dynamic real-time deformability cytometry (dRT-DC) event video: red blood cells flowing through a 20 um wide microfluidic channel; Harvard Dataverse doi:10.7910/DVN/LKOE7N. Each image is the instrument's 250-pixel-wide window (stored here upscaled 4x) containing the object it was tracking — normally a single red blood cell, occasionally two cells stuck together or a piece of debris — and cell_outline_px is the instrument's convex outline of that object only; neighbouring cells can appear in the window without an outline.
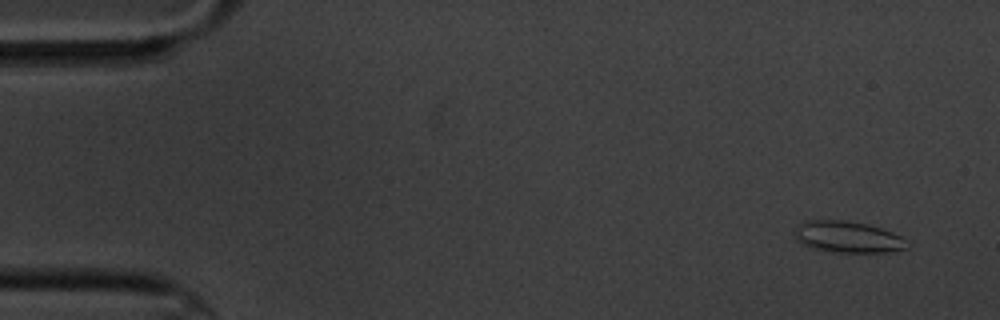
{"species": "common noctule bat (a hibernating species)", "species_latin": "Nyctalus noctula", "temperature_condition": "cold", "stored_images_in_passage": 5, "camera_frame_rate_fps": 3000, "um_per_image_px": 0.085, "animal": {"sex": "male", "body_mass_g": 20.1, "forearm_length_mm": 53.5}, "frame": {"image": 1, "passage_image": 1, "time_ms": 0.0, "image_size_px": [1000, 320], "cell_outline_px": [[912, 244], [908, 248], [892, 252], [832, 252], [808, 248], [796, 240], [792, 232], [804, 220], [844, 220], [868, 224], [892, 232], [908, 240]], "centroid_in_image_um": [72.06, 20.15], "position_along_channel_um": 12.9, "area_um2": 21.1}}
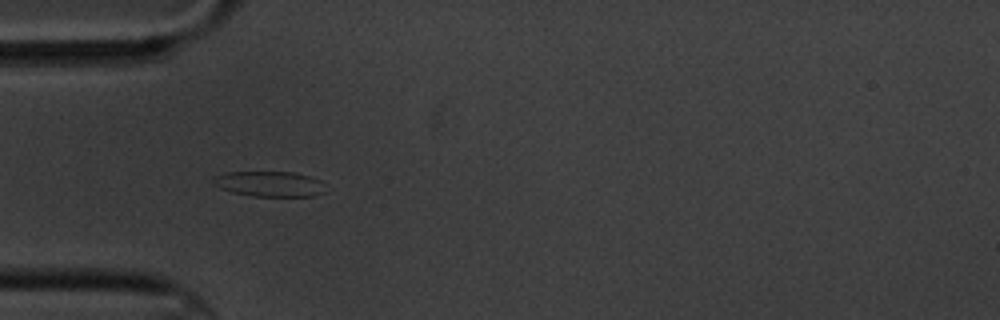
{"frame": {"image": 2, "passage_image": 5, "time_ms": 4.667, "image_size_px": [1000, 320], "cell_outline_px": [[324, 192], [312, 196], [252, 196], [232, 192], [220, 188], [212, 184], [212, 176], [224, 172], [296, 172], [320, 180]], "centroid_in_image_um": [22.82, 15.62], "position_along_channel_um": 62.2, "area_um2": 16.59}}